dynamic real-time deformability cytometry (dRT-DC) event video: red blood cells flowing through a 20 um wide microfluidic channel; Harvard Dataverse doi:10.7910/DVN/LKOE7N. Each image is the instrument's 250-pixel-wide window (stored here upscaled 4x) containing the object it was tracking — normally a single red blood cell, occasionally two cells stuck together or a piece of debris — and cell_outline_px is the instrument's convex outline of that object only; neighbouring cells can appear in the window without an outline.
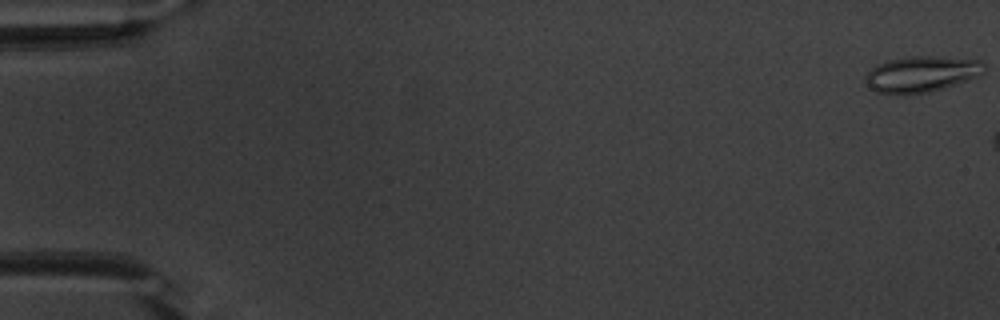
{"species": "common noctule bat (a hibernating species)", "species_latin": "Nyctalus noctula", "temperature_condition": "warm", "stored_images_in_passage": 7, "camera_frame_rate_fps": 3000, "um_per_image_px": 0.085, "animal": {"sex": "male", "body_mass_g": 20.1, "forearm_length_mm": 53.5}, "frame": {"image": 1, "passage_image": 1, "time_ms": 0.0, "image_size_px": [1000, 320], "cell_outline_px": [[984, 72], [980, 76], [956, 84], [928, 92], [876, 92], [864, 80], [864, 76], [876, 64], [888, 60], [912, 56], [932, 56], [984, 60]], "centroid_in_image_um": [78.38, 6.26], "position_along_channel_um": 6.6, "area_um2": 24.45}}